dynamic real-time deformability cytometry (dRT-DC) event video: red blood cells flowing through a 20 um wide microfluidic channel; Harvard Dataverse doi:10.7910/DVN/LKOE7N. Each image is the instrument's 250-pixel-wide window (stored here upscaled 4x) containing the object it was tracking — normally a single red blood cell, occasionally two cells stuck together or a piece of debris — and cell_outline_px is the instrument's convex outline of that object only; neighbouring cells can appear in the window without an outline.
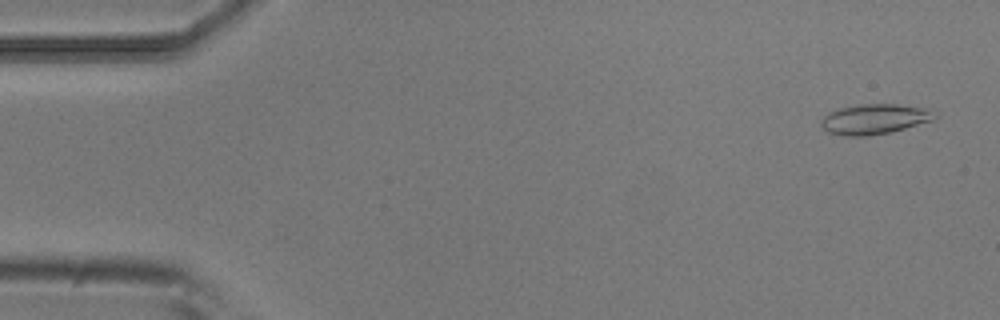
{"species": "common noctule bat (a hibernating species)", "species_latin": "Nyctalus noctula", "temperature_condition": "room temperature", "stored_images_in_passage": 5, "camera_frame_rate_fps": 3000, "um_per_image_px": 0.085, "animal": {"sex": "male", "body_mass_g": 20.5, "forearm_length_mm": 52.5}, "frame": {"image": 1, "passage_image": 1, "time_ms": 0.0, "image_size_px": [1000, 320], "cell_outline_px": [[940, 116], [932, 120], [892, 132], [868, 136], [844, 136], [828, 132], [820, 124], [820, 120], [828, 112], [840, 108], [860, 104], [896, 104], [932, 108], [940, 112]], "centroid_in_image_um": [74.41, 10.11], "position_along_channel_um": 10.6, "area_um2": 20.4}}
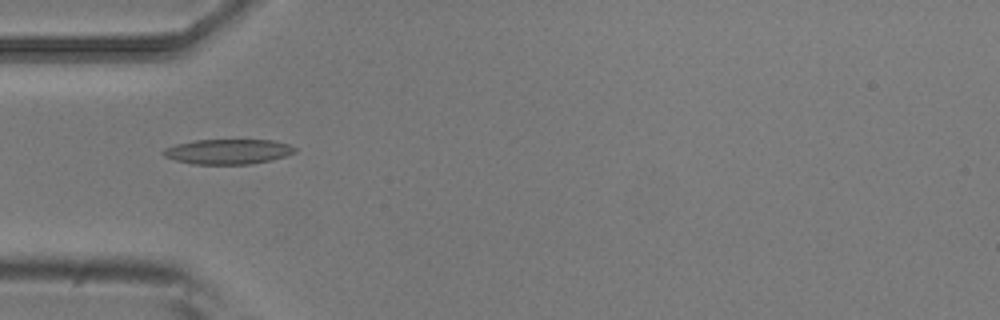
{"frame": {"image": 2, "passage_image": 5, "time_ms": 1.333, "image_size_px": [1000, 320], "cell_outline_px": [[296, 152], [272, 160], [248, 164], [192, 164], [176, 160], [164, 156], [160, 152], [164, 148], [176, 144], [196, 140], [272, 140], [288, 144], [296, 148]], "centroid_in_image_um": [19.36, 12.88], "position_along_channel_um": 65.6, "area_um2": 19.13}}